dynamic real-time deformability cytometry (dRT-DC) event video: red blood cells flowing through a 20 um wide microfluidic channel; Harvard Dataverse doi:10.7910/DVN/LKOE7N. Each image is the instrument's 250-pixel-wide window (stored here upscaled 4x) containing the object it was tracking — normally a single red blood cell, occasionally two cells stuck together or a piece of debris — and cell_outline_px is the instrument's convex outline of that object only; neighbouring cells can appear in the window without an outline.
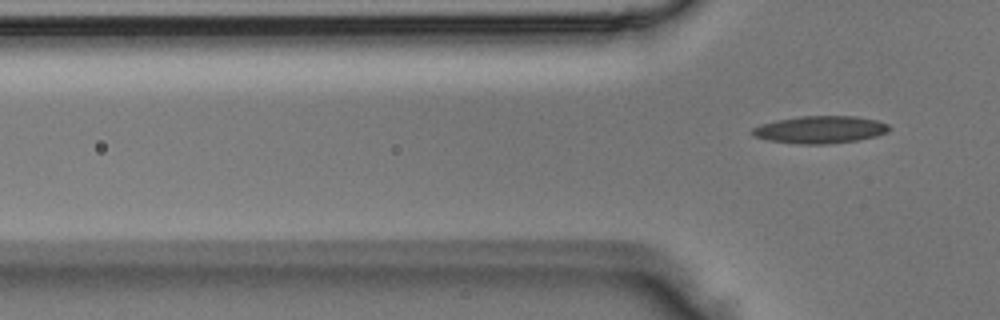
{"species": "Egyptian fruit bat (a non-hibernating species)", "species_latin": "Rousettus aegyptiacus", "temperature_condition": "room temperature", "stored_images_in_passage": 3, "camera_frame_rate_fps": 3000, "um_per_image_px": 0.085, "animal": {"sex": "male"}, "frame": {"image": 1, "passage_image": 3, "time_ms": 0.667, "image_size_px": [1000, 320], "cell_outline_px": [[892, 128], [888, 132], [876, 136], [856, 140], [824, 144], [800, 144], [768, 140], [756, 136], [752, 132], [752, 128], [760, 124], [776, 120], [800, 116], [856, 116], [876, 120], [888, 124]], "centroid_in_image_um": [69.74, 11.01], "position_along_channel_um": 56.1, "area_um2": 21.73}}